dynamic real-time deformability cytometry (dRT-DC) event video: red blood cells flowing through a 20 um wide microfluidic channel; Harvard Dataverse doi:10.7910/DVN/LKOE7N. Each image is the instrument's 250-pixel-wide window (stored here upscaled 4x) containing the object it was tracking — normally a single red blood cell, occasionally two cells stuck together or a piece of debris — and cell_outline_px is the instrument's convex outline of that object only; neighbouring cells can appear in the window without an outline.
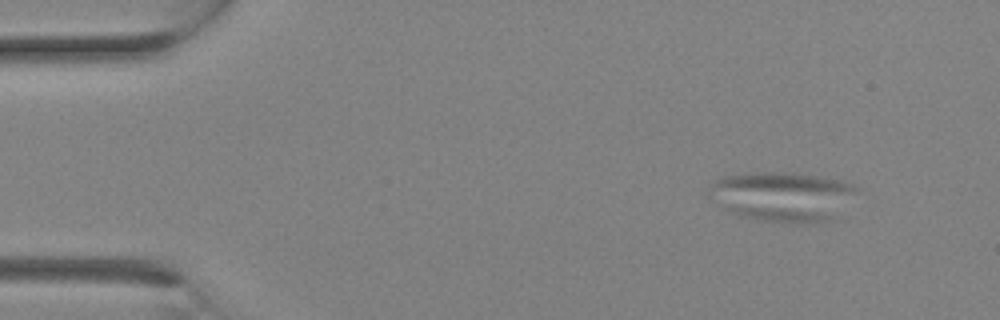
{"species": "Egyptian fruit bat (a non-hibernating species)", "species_latin": "Rousettus aegyptiacus", "temperature_condition": "room temperature", "stored_images_in_passage": 8, "camera_frame_rate_fps": 3000, "um_per_image_px": 0.085, "animal": {"sex": "female"}, "frame": {"image": 1, "passage_image": 3, "time_ms": 0.667, "image_size_px": [1000, 320], "cell_outline_px": [[860, 188], [836, 220], [808, 224], [800, 224], [756, 220], [740, 216], [724, 208], [708, 196], [708, 184], [724, 176], [764, 172], [792, 172], [844, 180]], "centroid_in_image_um": [66.57, 16.72], "position_along_channel_um": 18.4, "area_um2": 43.58}}
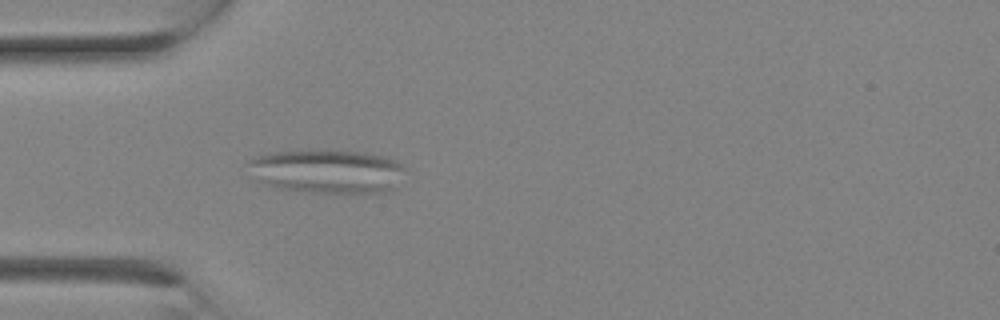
{"frame": {"image": 2, "passage_image": 8, "time_ms": 2.333, "image_size_px": [1000, 320], "cell_outline_px": [[404, 168], [396, 192], [308, 192], [276, 188], [252, 180], [248, 164], [248, 160], [256, 156], [272, 152], [316, 148], [332, 148], [364, 152], [388, 156], [396, 160]], "centroid_in_image_um": [27.79, 14.53], "position_along_channel_um": 57.2, "area_um2": 41.56}}